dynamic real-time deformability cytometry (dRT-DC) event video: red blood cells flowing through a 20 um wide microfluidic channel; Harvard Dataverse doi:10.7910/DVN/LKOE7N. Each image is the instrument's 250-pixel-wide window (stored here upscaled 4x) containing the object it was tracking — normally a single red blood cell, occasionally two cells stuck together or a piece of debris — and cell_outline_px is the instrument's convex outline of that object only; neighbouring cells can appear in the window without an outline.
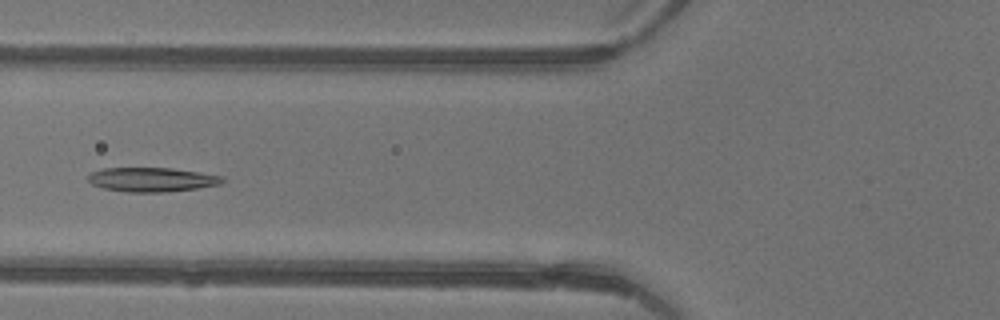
{"species": "common noctule bat (a hibernating species)", "species_latin": "Nyctalus noctula", "temperature_condition": "warm", "stored_images_in_passage": 4, "camera_frame_rate_fps": 3000, "um_per_image_px": 0.085, "animal": {"sex": "female"}, "frame": {"image": 1, "passage_image": 4, "time_ms": 1.0, "image_size_px": [1000, 320], "cell_outline_px": [[224, 180], [220, 184], [196, 188], [164, 192], [128, 192], [104, 188], [92, 184], [88, 180], [88, 176], [92, 172], [104, 168], [172, 168], [224, 176]], "centroid_in_image_um": [12.91, 15.26], "position_along_channel_um": 112.9, "area_um2": 18.79}}